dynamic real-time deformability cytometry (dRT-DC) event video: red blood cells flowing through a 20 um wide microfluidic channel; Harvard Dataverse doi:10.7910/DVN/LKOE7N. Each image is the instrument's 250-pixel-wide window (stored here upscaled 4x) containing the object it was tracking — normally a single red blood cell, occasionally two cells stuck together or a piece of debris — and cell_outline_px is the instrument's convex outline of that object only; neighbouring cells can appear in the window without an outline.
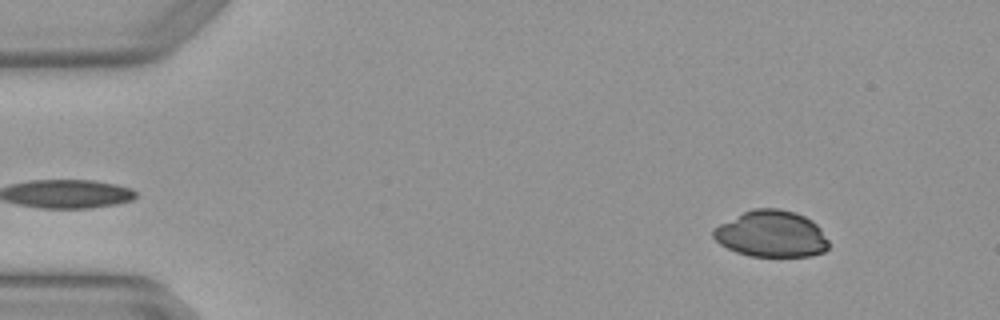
{"species": "Egyptian fruit bat (a non-hibernating species)", "species_latin": "Rousettus aegyptiacus", "temperature_condition": "warm", "stored_images_in_passage": 4, "camera_frame_rate_fps": 3000, "um_per_image_px": 0.085, "animal": {"sex": "female"}, "frame": {"image": 1, "passage_image": 1, "time_ms": 0.0, "image_size_px": [1000, 320], "cell_outline_px": [[828, 248], [824, 252], [812, 256], [748, 256], [736, 252], [720, 244], [712, 236], [712, 232], [720, 224], [752, 208], [776, 208], [796, 212], [812, 220], [820, 228], [828, 240]], "centroid_in_image_um": [65.59, 19.89], "position_along_channel_um": 19.4, "area_um2": 31.21}}